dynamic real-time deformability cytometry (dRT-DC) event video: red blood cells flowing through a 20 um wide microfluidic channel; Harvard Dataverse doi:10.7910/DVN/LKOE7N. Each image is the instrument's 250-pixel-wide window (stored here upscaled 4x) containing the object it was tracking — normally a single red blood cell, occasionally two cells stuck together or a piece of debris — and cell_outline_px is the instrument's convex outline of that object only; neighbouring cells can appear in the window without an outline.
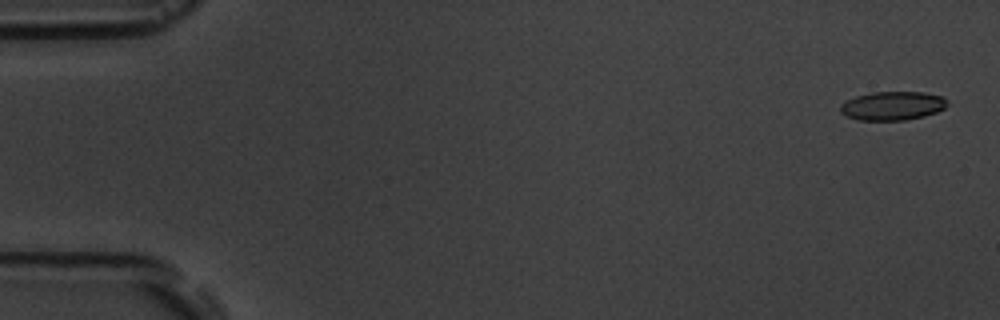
{"species": "common noctule bat (a hibernating species)", "species_latin": "Nyctalus noctula", "temperature_condition": "room temperature", "stored_images_in_passage": 5, "camera_frame_rate_fps": 3000, "um_per_image_px": 0.085, "animal": {"sex": "male", "body_mass_g": 19.5, "forearm_length_mm": 54.6}, "frame": {"image": 1, "passage_image": 1, "time_ms": 0.0, "image_size_px": [1000, 320], "cell_outline_px": [[948, 104], [944, 108], [936, 112], [924, 116], [904, 120], [860, 120], [844, 116], [840, 112], [840, 104], [856, 96], [872, 92], [924, 92], [944, 96], [948, 100]], "centroid_in_image_um": [75.87, 8.99], "position_along_channel_um": 9.1, "area_um2": 18.03}}
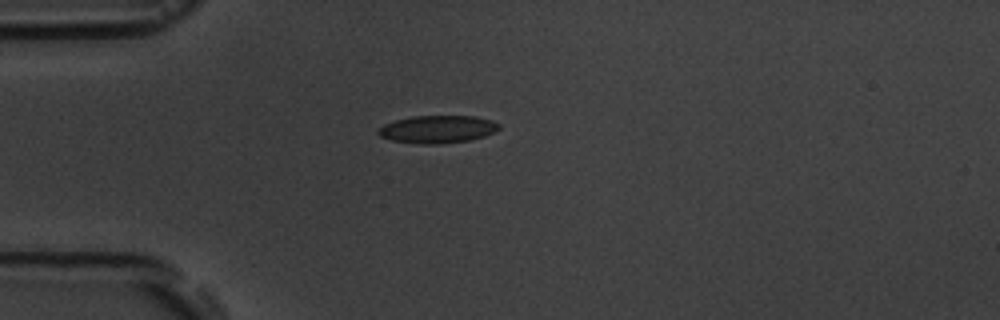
{"frame": {"image": 2, "passage_image": 4, "time_ms": 4.333, "image_size_px": [1000, 320], "cell_outline_px": [[500, 128], [496, 132], [484, 136], [468, 140], [436, 144], [420, 144], [392, 140], [380, 136], [376, 132], [384, 124], [396, 120], [412, 116], [476, 116], [492, 120], [500, 124]], "centroid_in_image_um": [37.22, 10.98], "position_along_channel_um": 47.8, "area_um2": 19.42}}